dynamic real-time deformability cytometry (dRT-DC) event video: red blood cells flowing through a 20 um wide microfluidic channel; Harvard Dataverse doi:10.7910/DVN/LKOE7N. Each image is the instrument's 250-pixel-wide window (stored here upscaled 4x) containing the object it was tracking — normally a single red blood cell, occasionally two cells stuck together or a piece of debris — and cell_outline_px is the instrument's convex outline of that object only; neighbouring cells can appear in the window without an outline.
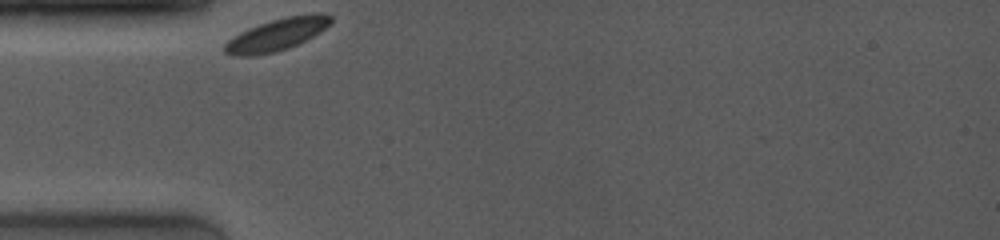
{"species": "common noctule bat (a hibernating species)", "species_latin": "Nyctalus noctula", "temperature_condition": "room temperature", "stored_images_in_passage": 12, "camera_frame_rate_fps": 4000, "um_per_image_px": 0.085, "animal": {"sex": "female", "body_mass_g": 19.0, "forearm_length_mm": 53.3}, "frame": {"image": 1, "passage_image": 1, "time_ms": 0.0, "image_size_px": [1000, 240], "cell_outline_px": [[332, 20], [320, 32], [288, 48], [272, 52], [252, 56], [232, 56], [224, 52], [224, 44], [228, 40], [240, 32], [248, 28], [284, 16], [320, 12], [324, 12], [332, 16]], "centroid_in_image_um": [23.52, 2.92], "position_along_channel_um": 61.5, "area_um2": 19.71}}
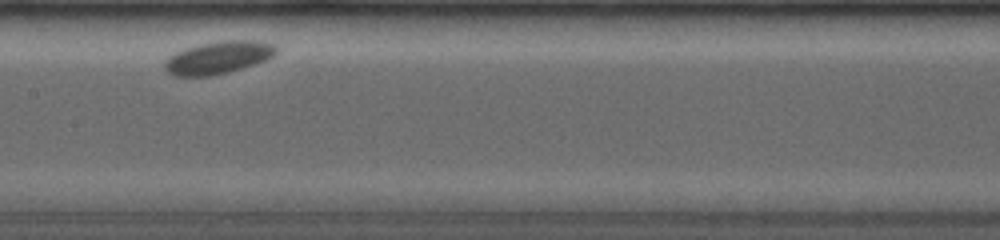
{"frame": {"image": 2, "passage_image": 9, "time_ms": 3.75, "image_size_px": [1000, 240], "cell_outline_px": [[276, 52], [268, 60], [228, 72], [212, 76], [172, 76], [164, 68], [164, 60], [168, 56], [176, 52], [200, 44], [224, 40], [252, 40], [272, 44], [276, 48]], "centroid_in_image_um": [18.52, 4.9], "position_along_channel_um": 188.9, "area_um2": 21.1}}